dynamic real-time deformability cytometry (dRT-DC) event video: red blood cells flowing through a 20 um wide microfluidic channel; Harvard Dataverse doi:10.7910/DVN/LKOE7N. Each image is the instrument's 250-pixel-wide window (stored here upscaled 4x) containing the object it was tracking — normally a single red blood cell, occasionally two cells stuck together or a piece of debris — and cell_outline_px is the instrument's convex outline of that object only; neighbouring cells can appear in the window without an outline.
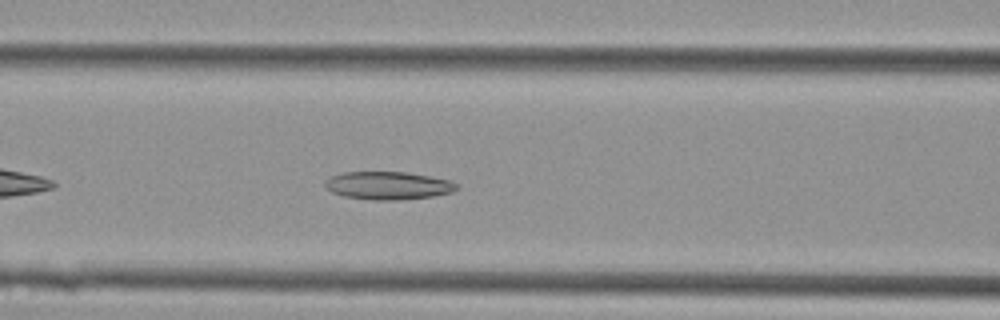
{"species": "Egyptian fruit bat (a non-hibernating species)", "species_latin": "Rousettus aegyptiacus", "temperature_condition": "cold", "stored_images_in_passage": 32, "camera_frame_rate_fps": 3000, "um_per_image_px": 0.085, "animal": {"sex": "female"}, "frame": {"image": 1, "passage_image": 7, "time_ms": 2.0, "image_size_px": [1000, 320], "cell_outline_px": [[460, 188], [452, 192], [432, 196], [400, 200], [376, 200], [344, 196], [332, 192], [324, 188], [324, 180], [332, 176], [344, 172], [404, 172], [428, 176], [448, 180], [456, 184]], "centroid_in_image_um": [32.95, 15.77], "position_along_channel_um": 133.6, "area_um2": 21.33}}
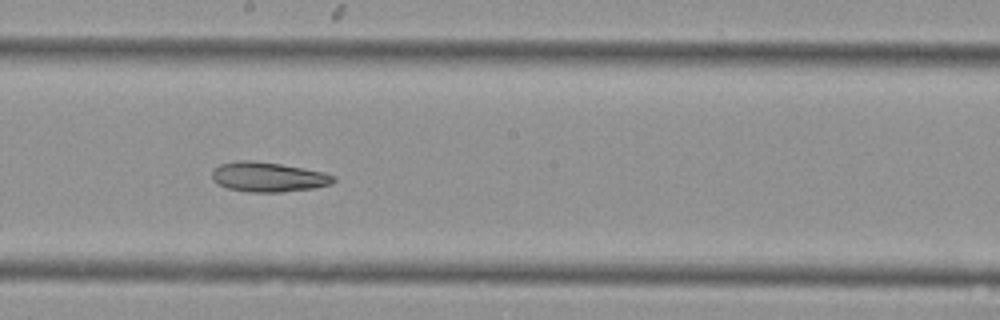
{"frame": {"image": 2, "passage_image": 13, "time_ms": 4.0, "image_size_px": [1000, 320], "cell_outline_px": [[336, 180], [332, 184], [316, 188], [280, 192], [248, 192], [228, 188], [216, 184], [212, 180], [212, 172], [220, 164], [236, 160], [252, 160], [280, 164], [304, 168], [324, 172], [336, 176]], "centroid_in_image_um": [22.81, 15.04], "position_along_channel_um": 225.4, "area_um2": 21.27}}
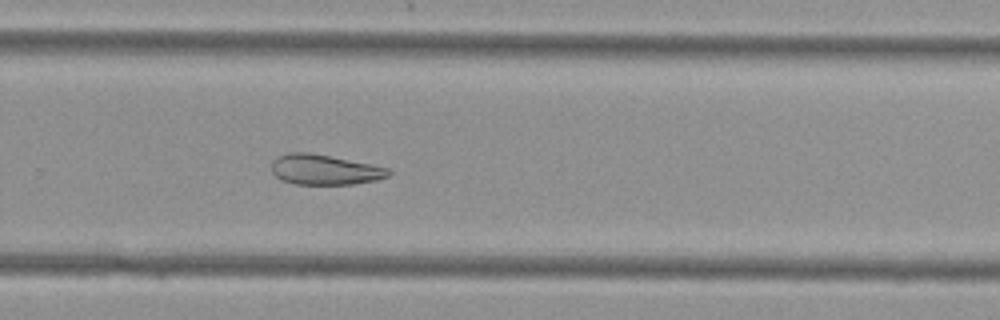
{"frame": {"image": 3, "passage_image": 18, "time_ms": 5.667, "image_size_px": [1000, 320], "cell_outline_px": [[392, 172], [388, 176], [376, 180], [352, 184], [296, 184], [280, 180], [272, 172], [272, 160], [276, 156], [288, 152], [308, 152], [392, 168]], "centroid_in_image_um": [27.58, 14.41], "position_along_channel_um": 302.2, "area_um2": 20.69}}